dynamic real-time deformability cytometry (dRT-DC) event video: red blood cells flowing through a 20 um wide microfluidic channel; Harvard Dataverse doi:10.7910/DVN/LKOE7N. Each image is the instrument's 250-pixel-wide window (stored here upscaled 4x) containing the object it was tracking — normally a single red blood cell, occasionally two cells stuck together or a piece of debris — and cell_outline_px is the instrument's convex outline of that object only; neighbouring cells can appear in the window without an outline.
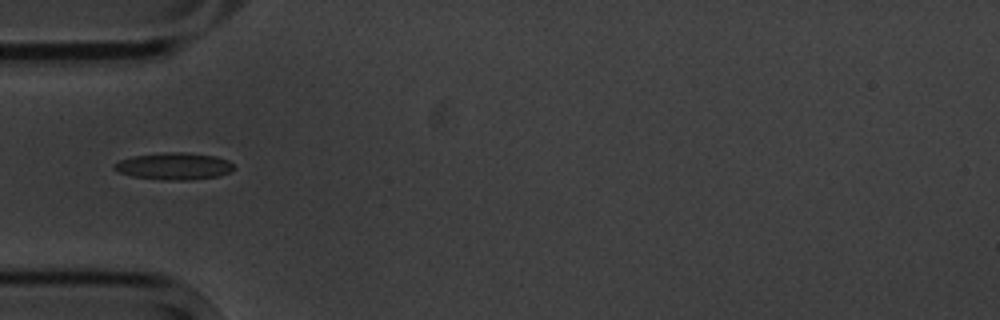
{"species": "common noctule bat (a hibernating species)", "species_latin": "Nyctalus noctula", "temperature_condition": "cold", "stored_images_in_passage": 11, "camera_frame_rate_fps": 3000, "um_per_image_px": 0.085, "animal": {"sex": "male", "body_mass_g": 20.1, "forearm_length_mm": 53.5}, "frame": {"image": 1, "passage_image": 1, "time_ms": 0.0, "image_size_px": [1000, 320], "cell_outline_px": [[236, 168], [220, 176], [192, 180], [164, 180], [132, 176], [116, 172], [112, 168], [112, 164], [120, 160], [132, 156], [164, 152], [184, 152], [216, 156], [228, 160]], "centroid_in_image_um": [14.76, 14.13], "position_along_channel_um": 70.2, "area_um2": 19.07}}
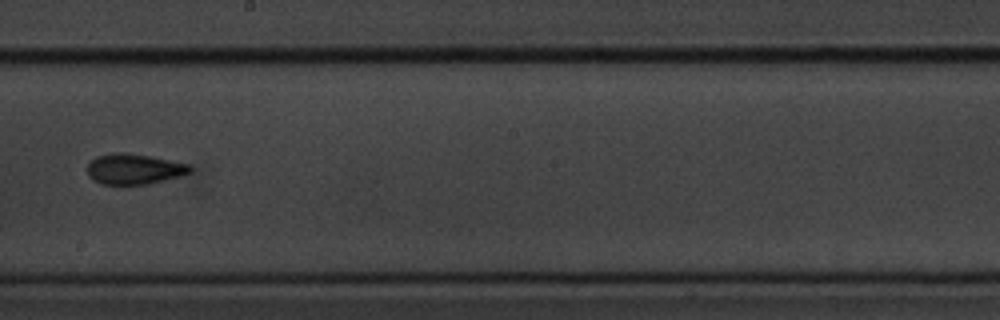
{"frame": {"image": 2, "passage_image": 5, "time_ms": 4.667, "image_size_px": [1000, 320], "cell_outline_px": [[192, 168], [188, 172], [180, 176], [148, 184], [100, 184], [92, 180], [88, 176], [88, 164], [96, 156], [112, 152], [128, 152], [192, 164]], "centroid_in_image_um": [11.38, 14.35], "position_along_channel_um": 236.8, "area_um2": 18.38}}
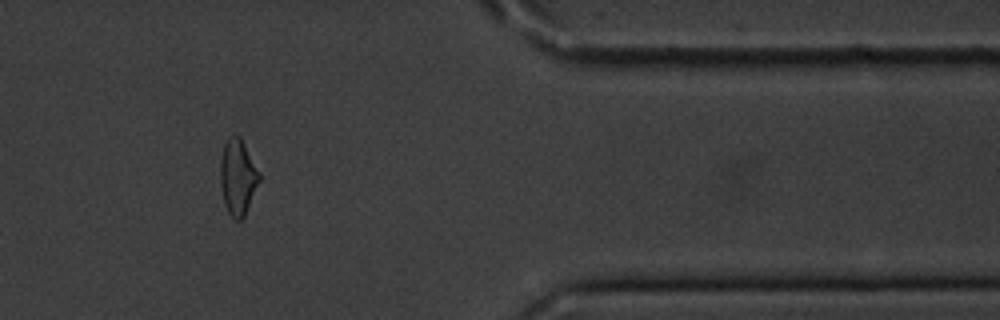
{"frame": {"image": 3, "passage_image": 9, "time_ms": 9.667, "image_size_px": [1000, 320], "cell_outline_px": [[260, 180], [244, 216], [240, 220], [236, 220], [228, 212], [224, 204], [220, 184], [220, 160], [224, 144], [228, 136], [236, 132], [240, 136], [260, 172]], "centroid_in_image_um": [20.2, 15.0], "position_along_channel_um": 391.2, "area_um2": 17.34}, "authors_computed_cell_mechanics": {"area_um2": 18.3804, "velocity_mm_per_s": 3.5396, "shape_relaxation_time_tau1_ms": 2.2524, "shape_relaxation_time_tau2_ms": null, "deformation_change_tau1": 0.0682, "deformation_change_tau2": null}}